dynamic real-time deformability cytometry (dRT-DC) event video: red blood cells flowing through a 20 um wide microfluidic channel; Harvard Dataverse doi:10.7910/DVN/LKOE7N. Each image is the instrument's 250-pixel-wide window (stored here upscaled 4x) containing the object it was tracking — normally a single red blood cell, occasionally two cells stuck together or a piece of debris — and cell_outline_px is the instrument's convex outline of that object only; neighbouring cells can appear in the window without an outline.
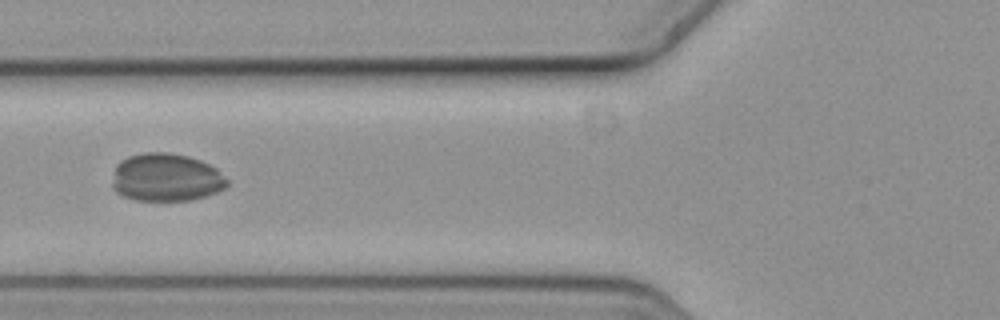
{"species": "common noctule bat (a hibernating species)", "species_latin": "Nyctalus noctula", "temperature_condition": "cold", "stored_images_in_passage": 4, "camera_frame_rate_fps": 3000, "um_per_image_px": 0.085, "animal": {"sex": "female", "body_mass_g": 19.3, "forearm_length_mm": 54.1}, "frame": {"image": 1, "passage_image": 2, "time_ms": 0.333, "image_size_px": [1000, 320], "cell_outline_px": [[228, 184], [224, 188], [208, 196], [192, 200], [132, 200], [116, 192], [112, 188], [112, 184], [116, 164], [120, 160], [128, 156], [144, 152], [168, 152], [188, 156], [200, 160], [216, 168], [228, 180]], "centroid_in_image_um": [14.11, 15.08], "position_along_channel_um": 111.7, "area_um2": 32.31}}